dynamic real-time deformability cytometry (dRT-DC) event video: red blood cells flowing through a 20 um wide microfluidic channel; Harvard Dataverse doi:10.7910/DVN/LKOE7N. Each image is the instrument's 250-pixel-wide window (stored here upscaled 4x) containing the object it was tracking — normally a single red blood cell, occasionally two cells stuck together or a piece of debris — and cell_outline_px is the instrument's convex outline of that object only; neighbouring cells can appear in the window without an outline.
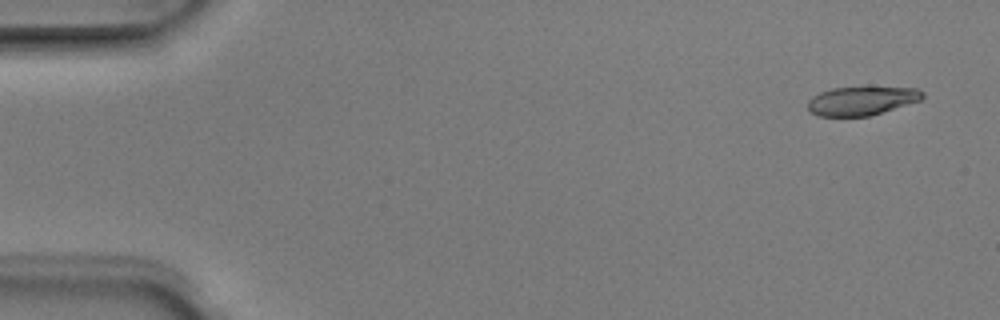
{"species": "Egyptian fruit bat (a non-hibernating species)", "species_latin": "Rousettus aegyptiacus", "temperature_condition": "room temperature", "stored_images_in_passage": 5, "camera_frame_rate_fps": 3000, "um_per_image_px": 0.085, "animal": {"sex": "male"}, "frame": {"image": 1, "passage_image": 1, "time_ms": 0.0, "image_size_px": [1000, 320], "cell_outline_px": [[924, 96], [920, 100], [868, 116], [820, 116], [812, 112], [808, 108], [808, 100], [812, 96], [820, 92], [832, 88], [916, 88], [924, 92]], "centroid_in_image_um": [73.21, 8.57], "position_along_channel_um": 11.8, "area_um2": 18.73}}
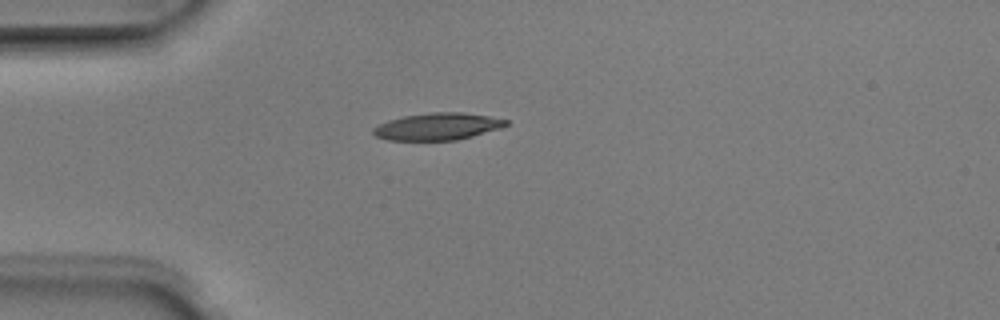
{"frame": {"image": 2, "passage_image": 4, "time_ms": 1.0, "image_size_px": [1000, 320], "cell_outline_px": [[508, 124], [500, 128], [472, 136], [456, 140], [388, 140], [376, 136], [372, 132], [372, 128], [388, 120], [404, 116], [432, 112], [464, 112], [488, 116], [508, 120]], "centroid_in_image_um": [37.18, 10.75], "position_along_channel_um": 47.8, "area_um2": 20.81}}